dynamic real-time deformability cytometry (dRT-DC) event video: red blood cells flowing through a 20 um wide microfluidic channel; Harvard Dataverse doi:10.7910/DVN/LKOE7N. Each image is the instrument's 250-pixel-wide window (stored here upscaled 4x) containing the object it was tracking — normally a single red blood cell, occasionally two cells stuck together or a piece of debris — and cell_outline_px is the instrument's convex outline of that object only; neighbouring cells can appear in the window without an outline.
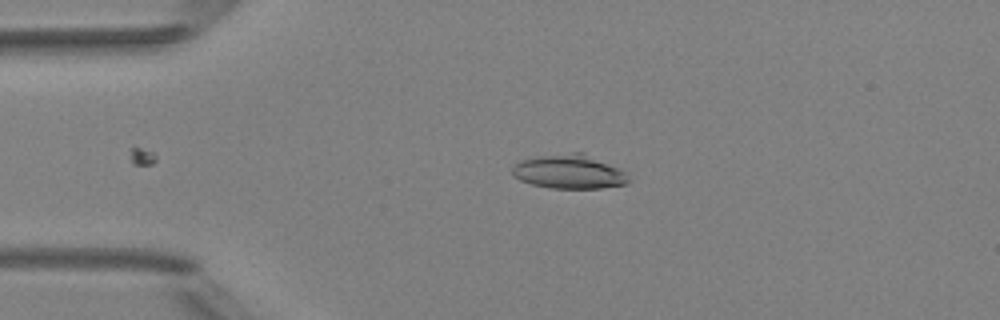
{"species": "Egyptian fruit bat (a non-hibernating species)", "species_latin": "Rousettus aegyptiacus", "temperature_condition": "room temperature", "stored_images_in_passage": 3, "camera_frame_rate_fps": 3000, "um_per_image_px": 0.085, "animal": {"sex": "female"}, "frame": {"image": 1, "passage_image": 1, "time_ms": 0.0, "image_size_px": [1000, 320], "cell_outline_px": [[632, 180], [628, 184], [600, 188], [552, 188], [532, 184], [520, 180], [512, 176], [512, 168], [520, 160], [536, 156], [572, 152], [584, 152], [624, 172]], "centroid_in_image_um": [48.36, 14.59], "position_along_channel_um": 36.6, "area_um2": 23.06}}